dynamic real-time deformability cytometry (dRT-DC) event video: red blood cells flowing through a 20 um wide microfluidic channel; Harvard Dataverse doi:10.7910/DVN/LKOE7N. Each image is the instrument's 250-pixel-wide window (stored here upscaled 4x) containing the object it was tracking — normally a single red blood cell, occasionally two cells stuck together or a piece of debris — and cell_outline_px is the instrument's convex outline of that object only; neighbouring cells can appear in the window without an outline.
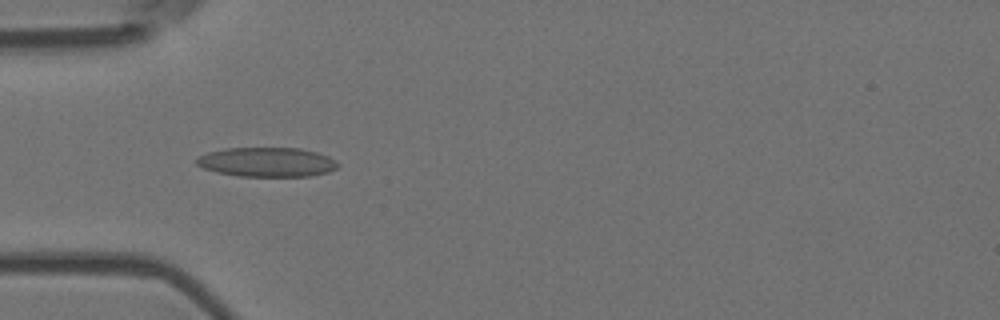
{"species": "Egyptian fruit bat (a non-hibernating species)", "species_latin": "Rousettus aegyptiacus", "temperature_condition": "room temperature", "stored_images_in_passage": 6, "camera_frame_rate_fps": 3000, "um_per_image_px": 0.085, "animal": {"sex": "female"}, "frame": {"image": 1, "passage_image": 5, "time_ms": 1.333, "image_size_px": [1000, 320], "cell_outline_px": [[336, 168], [328, 172], [312, 176], [240, 176], [216, 172], [204, 168], [196, 164], [196, 156], [208, 152], [228, 148], [300, 148], [316, 152], [328, 156], [336, 160]], "centroid_in_image_um": [22.67, 13.77], "position_along_channel_um": 62.3, "area_um2": 24.16}}
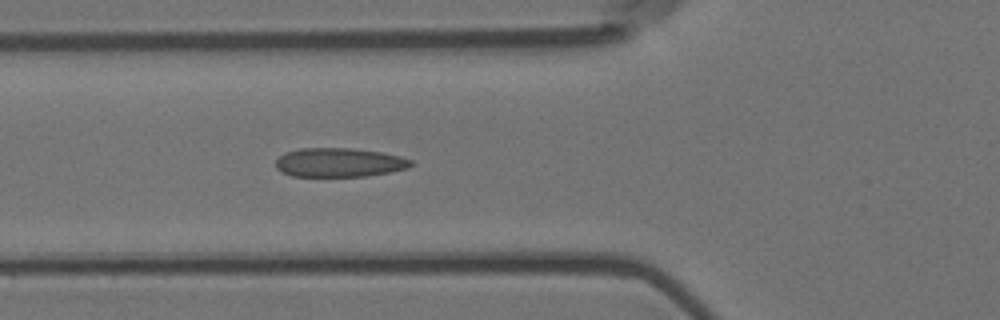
{"frame": {"image": 2, "passage_image": 6, "time_ms": 1.667, "image_size_px": [1000, 320], "cell_outline_px": [[412, 164], [408, 168], [392, 172], [364, 176], [292, 176], [280, 172], [276, 168], [276, 160], [284, 152], [300, 148], [348, 148], [380, 152], [400, 156], [412, 160]], "centroid_in_image_um": [28.81, 13.81], "position_along_channel_um": 97.0, "area_um2": 22.89}}